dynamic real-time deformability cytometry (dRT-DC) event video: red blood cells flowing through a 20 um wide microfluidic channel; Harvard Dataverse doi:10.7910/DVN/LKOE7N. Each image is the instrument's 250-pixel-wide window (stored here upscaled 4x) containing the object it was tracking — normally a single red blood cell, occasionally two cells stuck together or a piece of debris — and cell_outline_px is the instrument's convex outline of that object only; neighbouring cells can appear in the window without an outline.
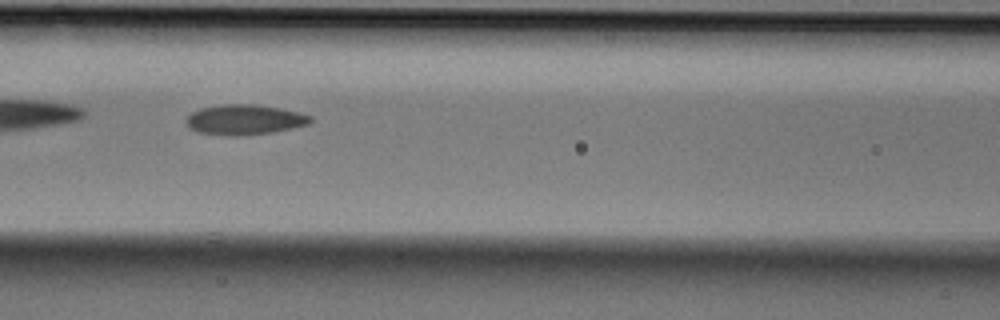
{"species": "Egyptian fruit bat (a non-hibernating species)", "species_latin": "Rousettus aegyptiacus", "temperature_condition": "cold", "stored_images_in_passage": 57, "camera_frame_rate_fps": 3000, "um_per_image_px": 0.085, "animal": {"sex": "male"}, "frame": {"image": 1, "passage_image": 25, "time_ms": 8.0, "image_size_px": [1000, 320], "cell_outline_px": [[312, 120], [308, 124], [292, 128], [272, 132], [240, 136], [232, 136], [200, 132], [192, 128], [188, 124], [188, 116], [192, 112], [200, 108], [224, 104], [256, 104], [280, 108], [300, 112], [312, 116]], "centroid_in_image_um": [20.84, 10.16], "position_along_channel_um": 145.8, "area_um2": 21.62}}
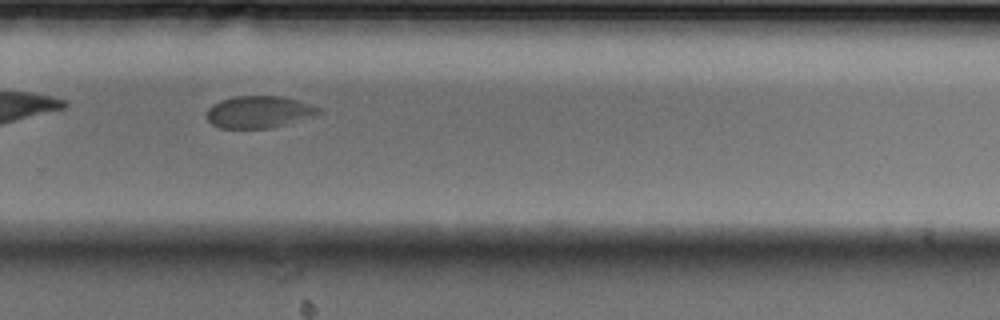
{"frame": {"image": 2, "passage_image": 39, "time_ms": 12.667, "image_size_px": [1000, 320], "cell_outline_px": [[324, 112], [320, 116], [272, 128], [220, 128], [212, 124], [208, 120], [208, 108], [212, 104], [220, 100], [236, 96], [280, 96], [296, 100], [320, 108]], "centroid_in_image_um": [22.08, 9.53], "position_along_channel_um": 307.7, "area_um2": 21.15}}
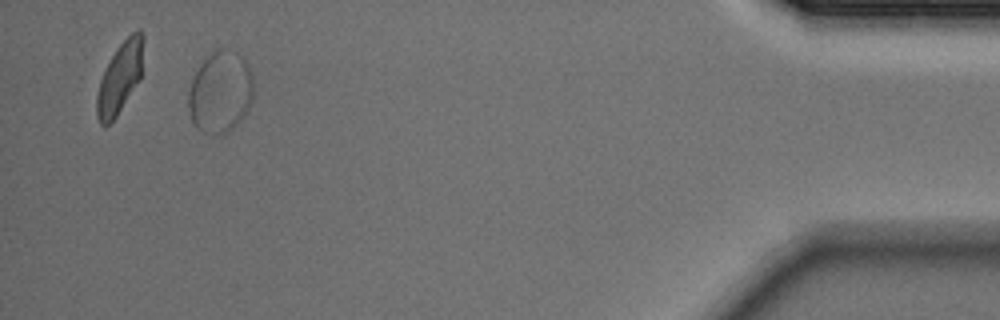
{"frame": {"image": 3, "passage_image": 54, "time_ms": 17.667, "image_size_px": [1000, 320], "cell_outline_px": [[252, 100], [248, 108], [240, 120], [232, 128], [216, 136], [204, 132], [196, 128], [188, 112], [188, 92], [192, 80], [200, 64], [216, 48], [236, 52], [248, 64], [252, 72]], "centroid_in_image_um": [18.71, 7.83], "position_along_channel_um": 416.5, "area_um2": 30.75}, "authors_computed_cell_mechanics": {"area_um2": 22.831, "velocity_mm_per_s": 3.4848, "shape_relaxation_time_tau1_ms": 8.061, "shape_relaxation_time_tau2_ms": 0.8647, "deformation_change_tau1": 0.1361, "deformation_change_tau2": 0.0442}}